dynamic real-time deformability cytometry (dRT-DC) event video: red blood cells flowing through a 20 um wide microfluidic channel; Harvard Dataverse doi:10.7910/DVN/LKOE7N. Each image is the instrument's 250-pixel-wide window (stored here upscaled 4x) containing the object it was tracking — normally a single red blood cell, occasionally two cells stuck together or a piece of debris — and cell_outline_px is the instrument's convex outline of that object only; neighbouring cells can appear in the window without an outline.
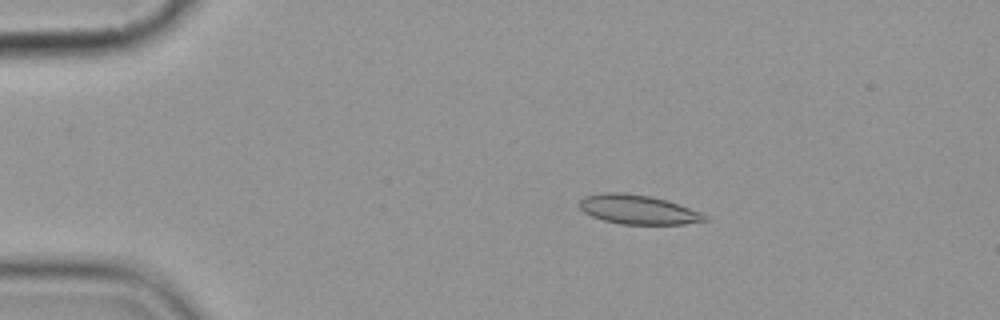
{"species": "common noctule bat (a hibernating species)", "species_latin": "Nyctalus noctula", "temperature_condition": "cold", "stored_images_in_passage": 5, "camera_frame_rate_fps": 3000, "um_per_image_px": 0.085, "animal": {"sex": "female", "body_mass_g": 19.9}, "frame": {"image": 1, "passage_image": 3, "time_ms": 2.333, "image_size_px": [1000, 320], "cell_outline_px": [[708, 220], [684, 224], [620, 224], [604, 220], [592, 216], [584, 212], [576, 204], [584, 196], [604, 192], [620, 192], [648, 196], [668, 200], [680, 204], [700, 212], [708, 216]], "centroid_in_image_um": [54.21, 17.81], "position_along_channel_um": 30.8, "area_um2": 21.44}}